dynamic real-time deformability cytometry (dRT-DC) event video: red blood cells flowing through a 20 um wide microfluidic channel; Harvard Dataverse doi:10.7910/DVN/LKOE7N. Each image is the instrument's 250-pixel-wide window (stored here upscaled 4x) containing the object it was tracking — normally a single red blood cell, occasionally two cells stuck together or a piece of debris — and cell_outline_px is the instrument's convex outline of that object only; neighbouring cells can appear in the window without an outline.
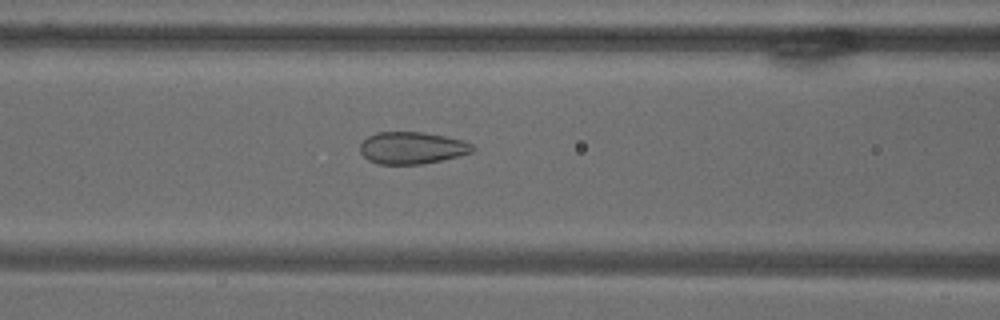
{"species": "common noctule bat (a hibernating species)", "species_latin": "Nyctalus noctula", "temperature_condition": "warm", "stored_images_in_passage": 8, "camera_frame_rate_fps": 3000, "um_per_image_px": 0.085, "animal": {"sex": "male", "body_mass_g": 18.8}, "frame": {"image": 1, "passage_image": 8, "time_ms": 9.333, "image_size_px": [1000, 320], "cell_outline_px": [[476, 148], [472, 152], [440, 160], [420, 164], [380, 164], [368, 160], [360, 152], [360, 144], [368, 136], [376, 132], [424, 132], [444, 136], [460, 140], [472, 144]], "centroid_in_image_um": [34.99, 12.56], "position_along_channel_um": 131.6, "area_um2": 20.81}}